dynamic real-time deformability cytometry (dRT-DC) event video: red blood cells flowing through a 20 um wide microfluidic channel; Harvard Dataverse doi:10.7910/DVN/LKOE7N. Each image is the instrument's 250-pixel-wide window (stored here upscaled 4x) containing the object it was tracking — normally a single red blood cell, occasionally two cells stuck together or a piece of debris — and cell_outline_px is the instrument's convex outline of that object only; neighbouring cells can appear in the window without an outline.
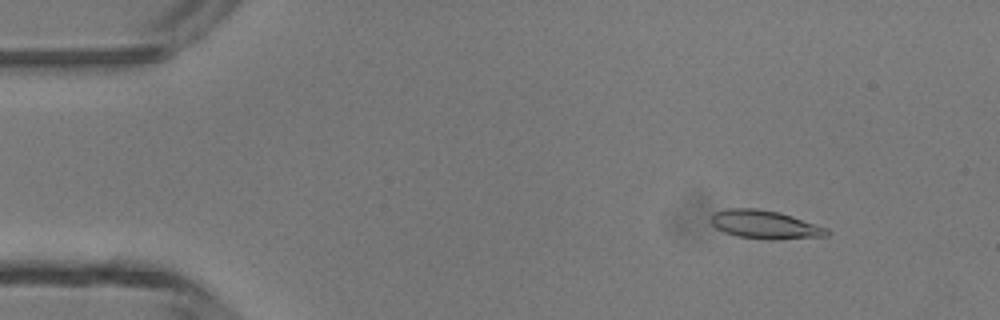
{"species": "common noctule bat (a hibernating species)", "species_latin": "Nyctalus noctula", "temperature_condition": "room temperature", "stored_images_in_passage": 46, "camera_frame_rate_fps": 3000, "um_per_image_px": 0.085, "animal": {"sex": "male", "body_mass_g": 13.3}, "frame": {"image": 1, "passage_image": 5, "time_ms": 1.333, "image_size_px": [1000, 320], "cell_outline_px": [[832, 232], [828, 236], [776, 240], [772, 240], [736, 236], [724, 232], [716, 228], [708, 220], [708, 216], [712, 212], [728, 208], [756, 208], [780, 212], [828, 228]], "centroid_in_image_um": [64.99, 19.09], "position_along_channel_um": 20.0, "area_um2": 19.65}}
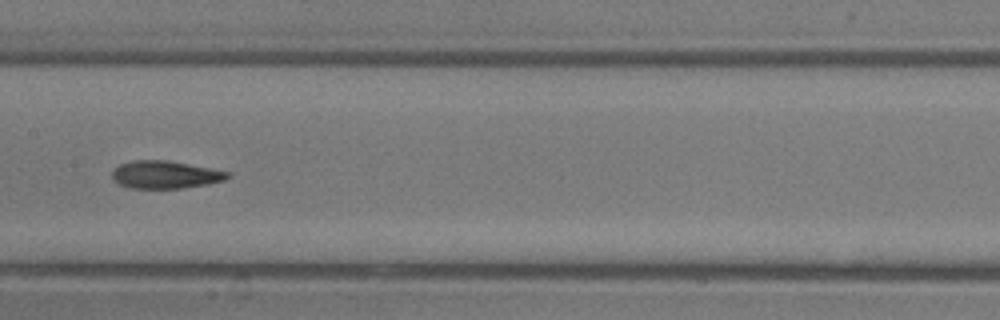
{"frame": {"image": 2, "passage_image": 23, "time_ms": 7.333, "image_size_px": [1000, 320], "cell_outline_px": [[232, 176], [224, 180], [208, 184], [184, 188], [132, 188], [120, 184], [112, 180], [112, 172], [120, 164], [132, 160], [168, 160], [228, 172]], "centroid_in_image_um": [14.03, 14.85], "position_along_channel_um": 193.4, "area_um2": 18.5}}
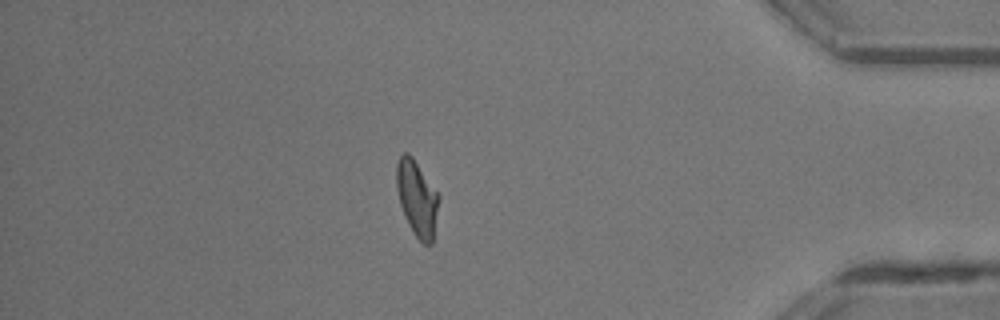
{"frame": {"image": 3, "passage_image": 40, "time_ms": 13.0, "image_size_px": [1000, 320], "cell_outline_px": [[440, 200], [432, 244], [424, 244], [412, 232], [408, 224], [400, 204], [396, 188], [396, 164], [400, 156], [404, 152], [408, 152], [412, 156], [440, 196]], "centroid_in_image_um": [35.45, 16.85], "position_along_channel_um": 399.8, "area_um2": 18.67}, "authors_computed_cell_mechanics": {"area_um2": 18.5538, "velocity_mm_per_s": 4.3543, "shape_relaxation_time_tau1_ms": 4.9507, "shape_relaxation_time_tau2_ms": 1.0717, "deformation_change_tau1": 0.1849, "deformation_change_tau2": 0.0768}}